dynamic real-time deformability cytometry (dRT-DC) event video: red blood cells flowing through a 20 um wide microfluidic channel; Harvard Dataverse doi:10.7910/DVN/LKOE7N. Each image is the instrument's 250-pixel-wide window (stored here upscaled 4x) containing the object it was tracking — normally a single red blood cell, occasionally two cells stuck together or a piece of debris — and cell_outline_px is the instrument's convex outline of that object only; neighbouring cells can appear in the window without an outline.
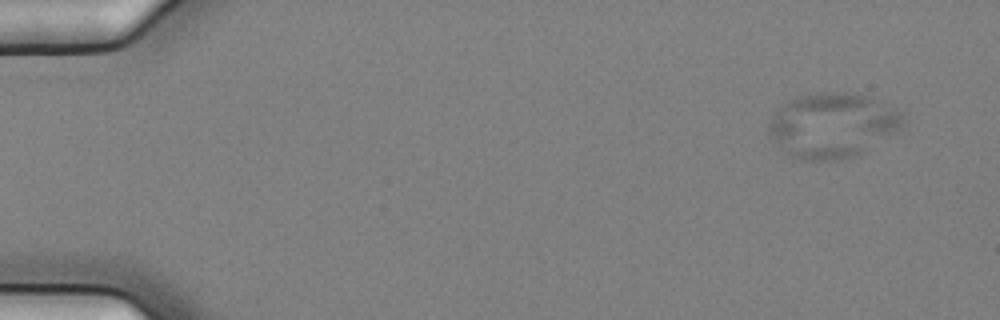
{"species": "common noctule bat (a hibernating species)", "species_latin": "Nyctalus noctula", "temperature_condition": "cold", "stored_images_in_passage": 58, "camera_frame_rate_fps": 3000, "um_per_image_px": 0.085, "animal": {"sex": "female", "body_mass_g": 25.1}, "frame": {"image": 1, "passage_image": 5, "time_ms": 1.333, "image_size_px": [1000, 320], "cell_outline_px": [[904, 120], [900, 128], [896, 132], [860, 152], [836, 160], [804, 160], [792, 156], [784, 152], [768, 132], [768, 124], [776, 112], [788, 100], [796, 96], [820, 92], [844, 92], [868, 96], [880, 100], [904, 112]], "centroid_in_image_um": [70.77, 10.61], "position_along_channel_um": 14.2, "area_um2": 50.23}}
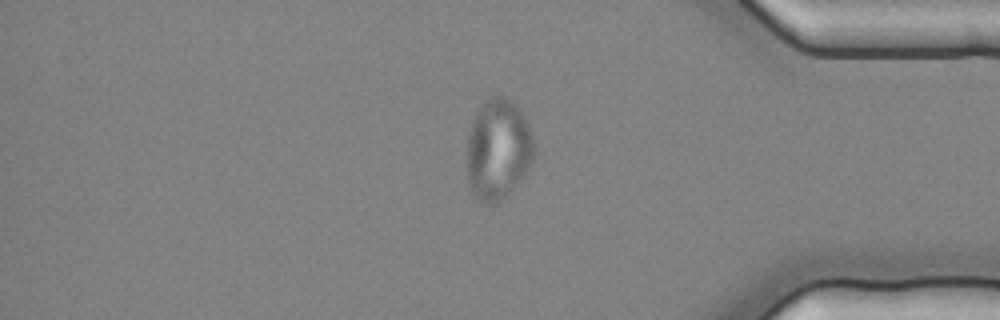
{"frame": {"image": 2, "passage_image": 49, "time_ms": 16.0, "image_size_px": [1000, 320], "cell_outline_px": [[536, 156], [512, 188], [496, 204], [484, 204], [476, 200], [468, 184], [468, 136], [472, 120], [476, 112], [492, 96], [504, 96], [520, 112], [536, 144]], "centroid_in_image_um": [42.32, 12.75], "position_along_channel_um": 392.9, "area_um2": 38.73}}
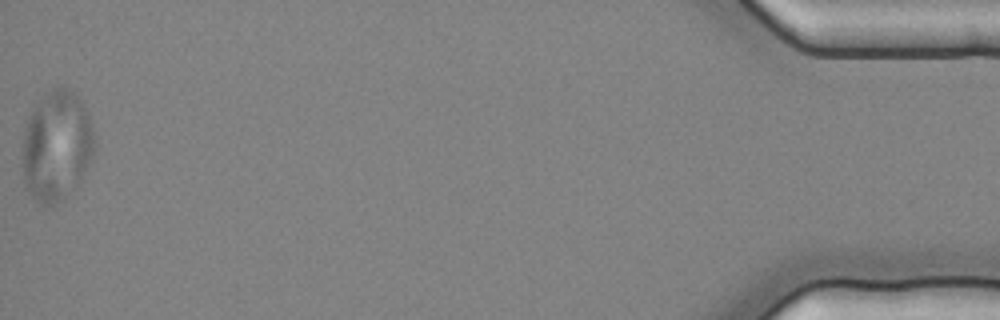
{"frame": {"image": 3, "passage_image": 58, "time_ms": 19.0, "image_size_px": [1000, 320], "cell_outline_px": [[96, 148], [92, 156], [76, 184], [64, 200], [52, 204], [40, 204], [28, 192], [24, 184], [24, 128], [28, 116], [36, 104], [48, 92], [56, 88], [64, 88], [72, 92], [80, 100], [88, 116], [96, 136]], "centroid_in_image_um": [4.82, 12.42], "position_along_channel_um": 430.4, "area_um2": 45.55}}